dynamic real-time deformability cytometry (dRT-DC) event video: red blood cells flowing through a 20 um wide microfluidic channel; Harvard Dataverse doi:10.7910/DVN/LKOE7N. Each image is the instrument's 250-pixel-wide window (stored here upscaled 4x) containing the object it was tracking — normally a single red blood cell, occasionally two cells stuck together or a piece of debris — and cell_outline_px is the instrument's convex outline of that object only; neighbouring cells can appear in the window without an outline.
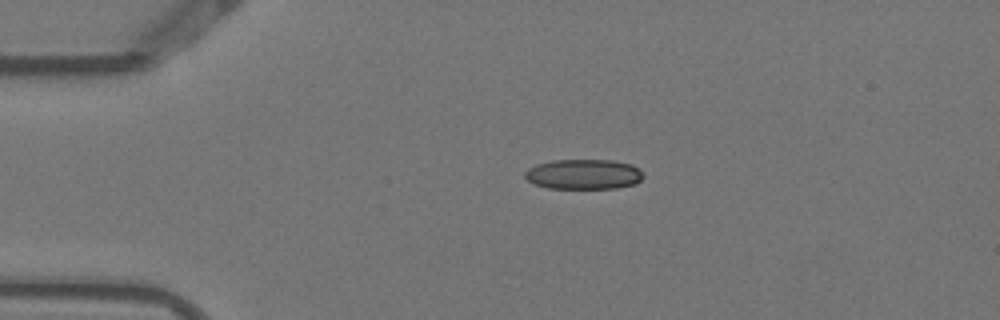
{"species": "Egyptian fruit bat (a non-hibernating species)", "species_latin": "Rousettus aegyptiacus", "temperature_condition": "warm", "stored_images_in_passage": 4, "camera_frame_rate_fps": 3000, "um_per_image_px": 0.085, "animal": {"sex": "female"}, "frame": {"image": 1, "passage_image": 2, "time_ms": 0.333, "image_size_px": [1000, 320], "cell_outline_px": [[644, 176], [636, 184], [616, 188], [548, 188], [536, 184], [528, 180], [524, 176], [524, 172], [528, 168], [536, 164], [552, 160], [612, 160], [632, 164], [644, 172]], "centroid_in_image_um": [49.63, 14.8], "position_along_channel_um": 35.4, "area_um2": 20.87}}
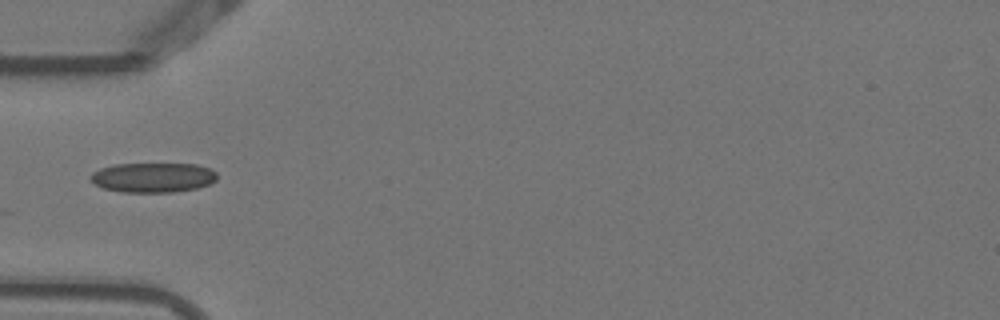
{"frame": {"image": 2, "passage_image": 3, "time_ms": 0.667, "image_size_px": [1000, 320], "cell_outline_px": [[216, 180], [208, 184], [196, 188], [172, 192], [120, 192], [104, 188], [96, 184], [88, 176], [92, 172], [100, 168], [116, 164], [196, 164], [208, 168], [216, 172]], "centroid_in_image_um": [12.98, 15.08], "position_along_channel_um": 72.0, "area_um2": 21.79}}